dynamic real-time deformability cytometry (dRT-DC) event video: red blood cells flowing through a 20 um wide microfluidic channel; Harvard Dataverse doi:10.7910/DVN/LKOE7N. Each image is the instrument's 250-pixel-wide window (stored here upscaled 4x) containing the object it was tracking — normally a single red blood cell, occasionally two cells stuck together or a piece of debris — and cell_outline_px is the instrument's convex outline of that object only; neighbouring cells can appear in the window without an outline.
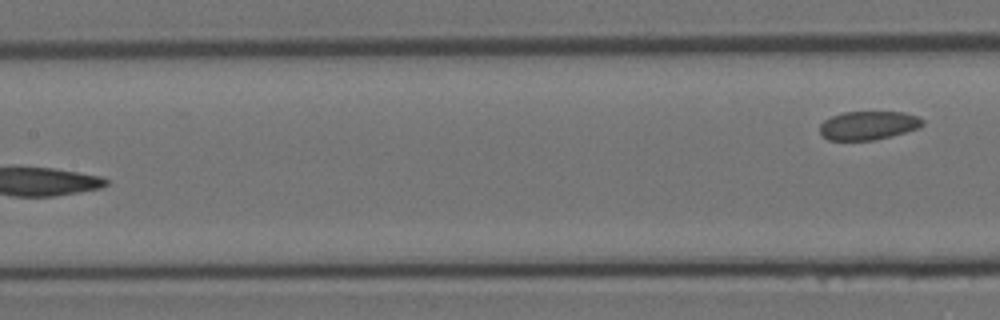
{"species": "Egyptian fruit bat (a non-hibernating species)", "species_latin": "Rousettus aegyptiacus", "temperature_condition": "room temperature", "stored_images_in_passage": 10, "segment_of_instrument_passage": [2, 2], "camera_frame_rate_fps": 3000, "um_per_image_px": 0.085, "animal": {"sex": "female"}, "frame": {"image": 1, "passage_image": 10, "time_ms": 3.0, "image_size_px": [1000, 320], "cell_outline_px": [[924, 124], [920, 128], [892, 136], [872, 140], [828, 140], [820, 132], [820, 124], [824, 120], [832, 116], [844, 112], [904, 112], [916, 116], [924, 120]], "centroid_in_image_um": [73.83, 10.66], "position_along_channel_um": 133.6, "area_um2": 17.17}}